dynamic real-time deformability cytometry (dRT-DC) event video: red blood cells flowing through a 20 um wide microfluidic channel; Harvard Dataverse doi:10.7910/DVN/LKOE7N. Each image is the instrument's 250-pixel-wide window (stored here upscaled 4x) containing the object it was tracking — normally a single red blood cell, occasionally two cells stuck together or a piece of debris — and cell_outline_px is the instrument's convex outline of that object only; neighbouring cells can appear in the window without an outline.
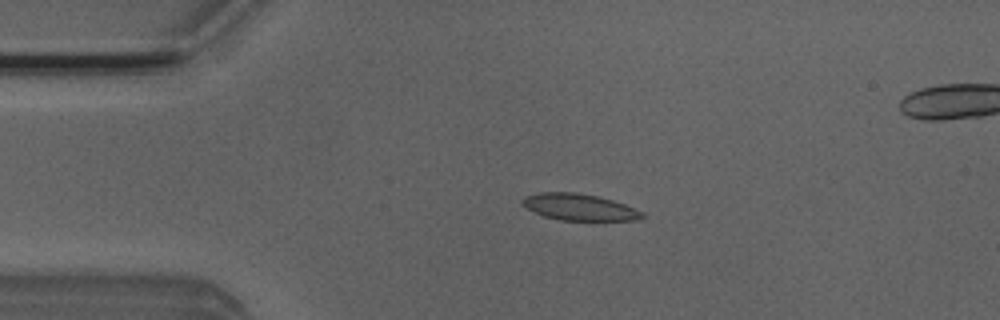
{"species": "Egyptian fruit bat (a non-hibernating species)", "species_latin": "Rousettus aegyptiacus", "temperature_condition": "room temperature", "stored_images_in_passage": 48, "camera_frame_rate_fps": 3000, "um_per_image_px": 0.085, "animal": {"sex": "male"}, "frame": {"image": 1, "passage_image": 6, "time_ms": 1.667, "image_size_px": [1000, 320], "cell_outline_px": [[648, 216], [636, 220], [560, 220], [544, 216], [520, 204], [520, 200], [524, 196], [540, 192], [576, 192], [596, 196], [612, 200], [624, 204], [644, 212]], "centroid_in_image_um": [49.24, 17.6], "position_along_channel_um": 35.8, "area_um2": 18.55}}
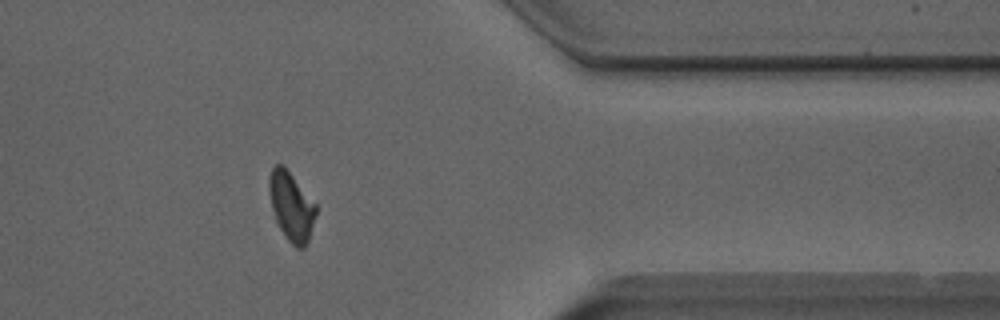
{"frame": {"image": 2, "passage_image": 37, "time_ms": 12.0, "image_size_px": [1000, 320], "cell_outline_px": [[316, 216], [308, 240], [304, 248], [296, 248], [288, 240], [276, 224], [268, 192], [268, 180], [272, 168], [276, 164], [284, 164], [316, 204]], "centroid_in_image_um": [24.74, 17.52], "position_along_channel_um": 386.7, "area_um2": 18.96}}
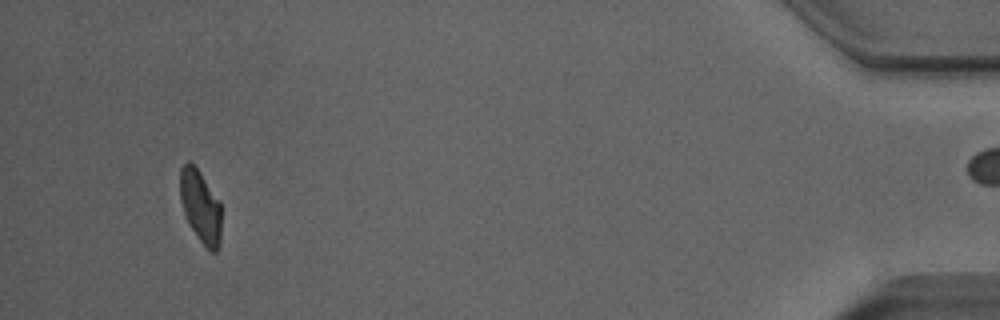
{"frame": {"image": 3, "passage_image": 44, "time_ms": 14.333, "image_size_px": [1000, 320], "cell_outline_px": [[220, 244], [216, 252], [212, 252], [200, 240], [188, 224], [184, 216], [180, 200], [180, 168], [188, 160], [200, 172], [220, 200]], "centroid_in_image_um": [17.03, 17.53], "position_along_channel_um": 418.2, "area_um2": 17.51}}